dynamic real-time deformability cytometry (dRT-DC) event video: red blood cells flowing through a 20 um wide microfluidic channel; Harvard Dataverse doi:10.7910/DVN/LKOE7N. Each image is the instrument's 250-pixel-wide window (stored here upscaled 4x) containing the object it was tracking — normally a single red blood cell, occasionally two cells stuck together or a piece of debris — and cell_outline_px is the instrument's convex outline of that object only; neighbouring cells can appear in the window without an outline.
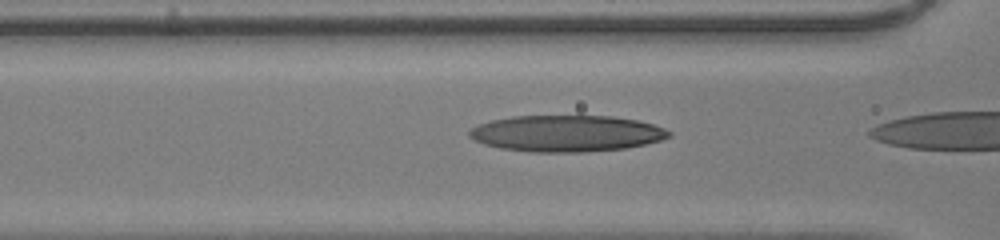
{"species": "human", "species_latin": "Homo sapiens", "temperature_condition": "room temperature", "stored_images_in_passage": 9, "camera_frame_rate_fps": 3000, "um_per_image_px": 0.085, "donor": {"sex": "male"}, "frame": {"image": 1, "passage_image": 8, "time_ms": 2.333, "image_size_px": [1000, 240], "cell_outline_px": [[672, 136], [660, 140], [644, 144], [624, 148], [584, 152], [528, 152], [500, 148], [484, 144], [468, 136], [468, 132], [476, 124], [492, 120], [512, 116], [612, 116], [636, 120], [652, 124], [664, 128], [672, 132]], "centroid_in_image_um": [48.13, 11.34], "position_along_channel_um": 118.5, "area_um2": 42.37}}